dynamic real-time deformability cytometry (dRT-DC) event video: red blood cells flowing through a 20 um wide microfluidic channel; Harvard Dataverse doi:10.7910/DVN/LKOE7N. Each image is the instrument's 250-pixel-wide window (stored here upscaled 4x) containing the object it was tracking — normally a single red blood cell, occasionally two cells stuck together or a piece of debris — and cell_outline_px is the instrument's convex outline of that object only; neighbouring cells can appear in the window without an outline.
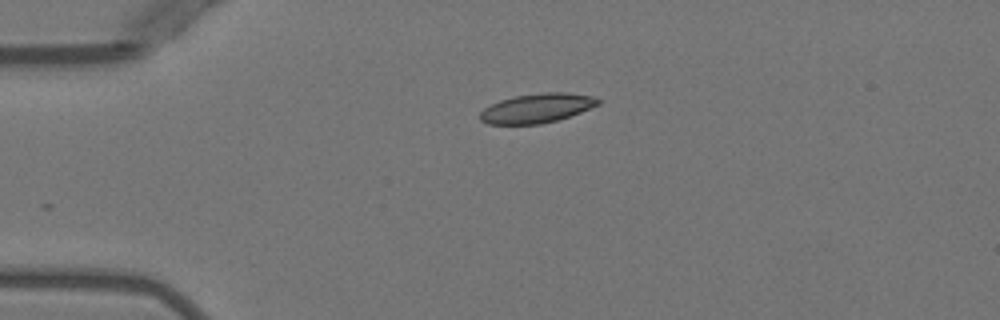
{"species": "Egyptian fruit bat (a non-hibernating species)", "species_latin": "Rousettus aegyptiacus", "temperature_condition": "warm", "stored_images_in_passage": 35, "camera_frame_rate_fps": 3000, "um_per_image_px": 0.085, "animal": {"sex": "female"}, "frame": {"image": 1, "passage_image": 1, "time_ms": 0.0, "image_size_px": [1000, 320], "cell_outline_px": [[600, 104], [580, 112], [556, 120], [540, 124], [488, 124], [480, 120], [480, 112], [484, 108], [500, 100], [516, 96], [544, 92], [568, 92], [592, 96], [600, 100]], "centroid_in_image_um": [45.63, 9.19], "position_along_channel_um": 39.4, "area_um2": 20.0}}
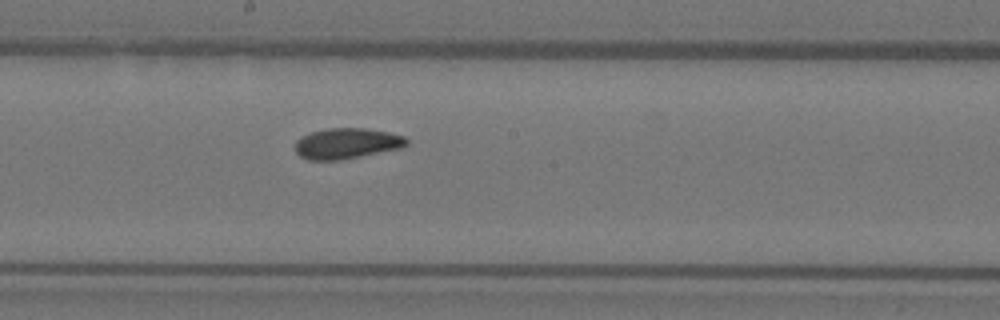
{"frame": {"image": 2, "passage_image": 17, "time_ms": 5.333, "image_size_px": [1000, 320], "cell_outline_px": [[408, 144], [404, 148], [340, 160], [308, 160], [300, 156], [296, 152], [296, 140], [300, 136], [324, 128], [368, 128], [388, 132], [404, 136], [408, 140]], "centroid_in_image_um": [29.49, 12.19], "position_along_channel_um": 218.7, "area_um2": 20.17}}
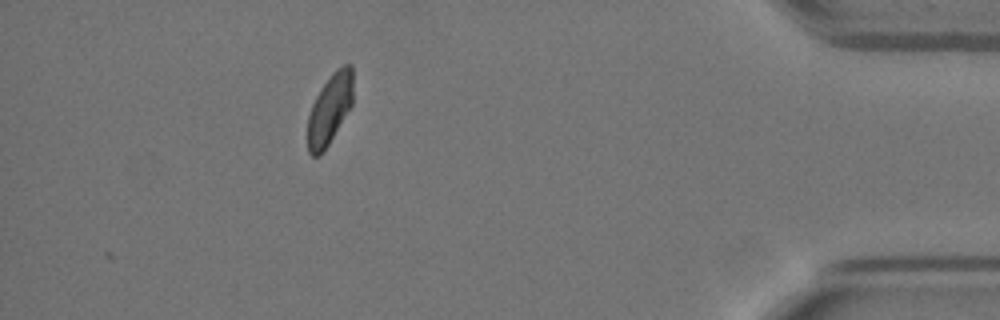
{"frame": {"image": 3, "passage_image": 35, "time_ms": 11.333, "image_size_px": [1000, 320], "cell_outline_px": [[352, 104], [324, 152], [320, 156], [312, 156], [308, 152], [308, 116], [312, 104], [316, 96], [332, 72], [336, 68], [344, 64], [352, 64]], "centroid_in_image_um": [28.02, 9.28], "position_along_channel_um": 407.2, "area_um2": 18.5}, "authors_computed_cell_mechanics": {"area_um2": 19.941, "velocity_mm_per_s": 3.9661, "shape_relaxation_time_tau1_ms": 8.9315, "shape_relaxation_time_tau2_ms": 3.1383, "deformation_change_tau1": 0.1832, "deformation_change_tau2": 0.0687}}